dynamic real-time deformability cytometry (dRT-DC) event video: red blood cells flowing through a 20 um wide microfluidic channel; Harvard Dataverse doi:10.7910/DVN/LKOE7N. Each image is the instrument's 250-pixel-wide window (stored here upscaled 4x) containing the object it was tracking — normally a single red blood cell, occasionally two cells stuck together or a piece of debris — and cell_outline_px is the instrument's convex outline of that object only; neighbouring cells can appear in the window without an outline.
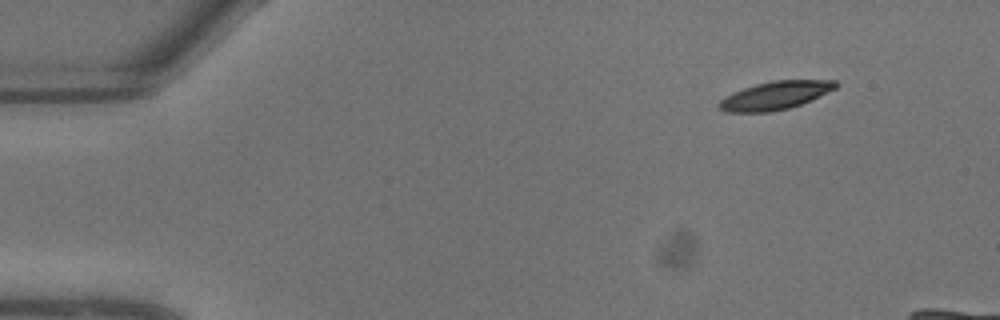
{"species": "common noctule bat (a hibernating species)", "species_latin": "Nyctalus noctula", "temperature_condition": "warm", "stored_images_in_passage": 6, "camera_frame_rate_fps": 3000, "um_per_image_px": 0.085, "animal": {"sex": "male", "body_mass_g": 13.3}, "frame": {"image": 1, "passage_image": 1, "time_ms": 0.0, "image_size_px": [1000, 320], "cell_outline_px": [[840, 84], [836, 88], [812, 100], [788, 108], [768, 112], [728, 112], [716, 108], [716, 104], [724, 96], [744, 88], [756, 84], [772, 80], [836, 80]], "centroid_in_image_um": [65.88, 8.11], "position_along_channel_um": 19.1, "area_um2": 19.25}}